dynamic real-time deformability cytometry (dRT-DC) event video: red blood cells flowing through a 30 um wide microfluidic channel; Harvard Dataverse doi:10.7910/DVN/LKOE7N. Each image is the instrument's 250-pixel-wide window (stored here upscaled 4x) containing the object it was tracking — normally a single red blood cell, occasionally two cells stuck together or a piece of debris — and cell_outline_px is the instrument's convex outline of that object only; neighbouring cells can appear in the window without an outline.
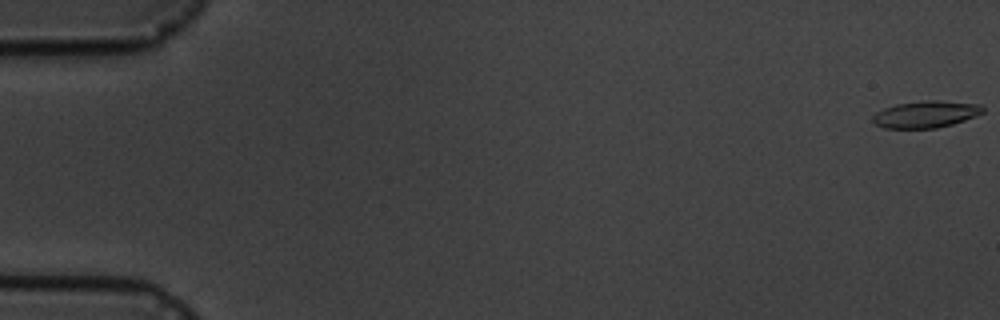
{"species": "common noctule bat (a hibernating species)", "species_latin": "Nyctalus noctula", "temperature_condition": "cold", "stored_images_in_passage": 7, "camera_frame_rate_fps": 3000, "um_per_image_px": 0.085, "animal": {"sex": "male", "body_mass_g": 19.5, "forearm_length_mm": 54.6}, "frame": {"image": 1, "passage_image": 1, "time_ms": 0.0, "image_size_px": [1000, 320], "cell_outline_px": [[984, 112], [976, 116], [952, 124], [936, 128], [884, 128], [876, 124], [872, 120], [872, 116], [876, 112], [884, 108], [896, 104], [932, 100], [936, 100], [980, 104], [984, 108]], "centroid_in_image_um": [78.7, 9.71], "position_along_channel_um": 6.3, "area_um2": 17.11}}